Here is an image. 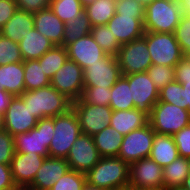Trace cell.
Wrapping results in <instances>:
<instances>
[{"label":"cell","mask_w":190,"mask_h":190,"mask_svg":"<svg viewBox=\"0 0 190 190\" xmlns=\"http://www.w3.org/2000/svg\"><path fill=\"white\" fill-rule=\"evenodd\" d=\"M20 97L25 106H28L32 112V115L38 120L53 118L66 113L72 108V101L51 85L32 91H25Z\"/></svg>","instance_id":"1"},{"label":"cell","mask_w":190,"mask_h":190,"mask_svg":"<svg viewBox=\"0 0 190 190\" xmlns=\"http://www.w3.org/2000/svg\"><path fill=\"white\" fill-rule=\"evenodd\" d=\"M86 182L105 190H120L129 184V164L119 157H101L86 173Z\"/></svg>","instance_id":"2"},{"label":"cell","mask_w":190,"mask_h":190,"mask_svg":"<svg viewBox=\"0 0 190 190\" xmlns=\"http://www.w3.org/2000/svg\"><path fill=\"white\" fill-rule=\"evenodd\" d=\"M54 134L48 148L49 157L66 159L72 145L82 134L79 119L73 108L53 117Z\"/></svg>","instance_id":"3"},{"label":"cell","mask_w":190,"mask_h":190,"mask_svg":"<svg viewBox=\"0 0 190 190\" xmlns=\"http://www.w3.org/2000/svg\"><path fill=\"white\" fill-rule=\"evenodd\" d=\"M182 17L178 0H154L145 7L144 30L174 33Z\"/></svg>","instance_id":"4"},{"label":"cell","mask_w":190,"mask_h":190,"mask_svg":"<svg viewBox=\"0 0 190 190\" xmlns=\"http://www.w3.org/2000/svg\"><path fill=\"white\" fill-rule=\"evenodd\" d=\"M53 134V118H42L38 120L36 127L29 132L13 136L15 152L35 153L47 158Z\"/></svg>","instance_id":"5"},{"label":"cell","mask_w":190,"mask_h":190,"mask_svg":"<svg viewBox=\"0 0 190 190\" xmlns=\"http://www.w3.org/2000/svg\"><path fill=\"white\" fill-rule=\"evenodd\" d=\"M149 124L156 133L173 136L190 124V112L175 105L158 101L152 108Z\"/></svg>","instance_id":"6"},{"label":"cell","mask_w":190,"mask_h":190,"mask_svg":"<svg viewBox=\"0 0 190 190\" xmlns=\"http://www.w3.org/2000/svg\"><path fill=\"white\" fill-rule=\"evenodd\" d=\"M145 41L154 65L175 67L184 55L174 33L145 31Z\"/></svg>","instance_id":"7"},{"label":"cell","mask_w":190,"mask_h":190,"mask_svg":"<svg viewBox=\"0 0 190 190\" xmlns=\"http://www.w3.org/2000/svg\"><path fill=\"white\" fill-rule=\"evenodd\" d=\"M117 60L122 75L146 72L152 65V60L145 41V33L141 38L121 45Z\"/></svg>","instance_id":"8"},{"label":"cell","mask_w":190,"mask_h":190,"mask_svg":"<svg viewBox=\"0 0 190 190\" xmlns=\"http://www.w3.org/2000/svg\"><path fill=\"white\" fill-rule=\"evenodd\" d=\"M155 133L148 123L144 127L124 135L118 157L129 165L149 157Z\"/></svg>","instance_id":"9"},{"label":"cell","mask_w":190,"mask_h":190,"mask_svg":"<svg viewBox=\"0 0 190 190\" xmlns=\"http://www.w3.org/2000/svg\"><path fill=\"white\" fill-rule=\"evenodd\" d=\"M50 85L72 102L79 100L84 90L83 69L73 60L67 59L50 79Z\"/></svg>","instance_id":"10"},{"label":"cell","mask_w":190,"mask_h":190,"mask_svg":"<svg viewBox=\"0 0 190 190\" xmlns=\"http://www.w3.org/2000/svg\"><path fill=\"white\" fill-rule=\"evenodd\" d=\"M131 88L134 108L148 117L153 106L159 101V90L146 72L123 75Z\"/></svg>","instance_id":"11"},{"label":"cell","mask_w":190,"mask_h":190,"mask_svg":"<svg viewBox=\"0 0 190 190\" xmlns=\"http://www.w3.org/2000/svg\"><path fill=\"white\" fill-rule=\"evenodd\" d=\"M84 87L112 88L122 76L117 56L106 55L83 70Z\"/></svg>","instance_id":"12"},{"label":"cell","mask_w":190,"mask_h":190,"mask_svg":"<svg viewBox=\"0 0 190 190\" xmlns=\"http://www.w3.org/2000/svg\"><path fill=\"white\" fill-rule=\"evenodd\" d=\"M100 159L92 136L83 133L76 139L66 157L71 170L84 174L89 172Z\"/></svg>","instance_id":"13"},{"label":"cell","mask_w":190,"mask_h":190,"mask_svg":"<svg viewBox=\"0 0 190 190\" xmlns=\"http://www.w3.org/2000/svg\"><path fill=\"white\" fill-rule=\"evenodd\" d=\"M128 186L138 189L164 186L163 168L150 157L130 164Z\"/></svg>","instance_id":"14"},{"label":"cell","mask_w":190,"mask_h":190,"mask_svg":"<svg viewBox=\"0 0 190 190\" xmlns=\"http://www.w3.org/2000/svg\"><path fill=\"white\" fill-rule=\"evenodd\" d=\"M38 119H36L28 106H25L20 96H13L10 104L4 113L3 129L9 132L12 136L29 132L35 128Z\"/></svg>","instance_id":"15"},{"label":"cell","mask_w":190,"mask_h":190,"mask_svg":"<svg viewBox=\"0 0 190 190\" xmlns=\"http://www.w3.org/2000/svg\"><path fill=\"white\" fill-rule=\"evenodd\" d=\"M72 108L77 114L83 134L93 136L110 125L113 110L109 106L72 105Z\"/></svg>","instance_id":"16"},{"label":"cell","mask_w":190,"mask_h":190,"mask_svg":"<svg viewBox=\"0 0 190 190\" xmlns=\"http://www.w3.org/2000/svg\"><path fill=\"white\" fill-rule=\"evenodd\" d=\"M45 157L39 154L16 153L10 162L12 178L19 190H26L42 166Z\"/></svg>","instance_id":"17"},{"label":"cell","mask_w":190,"mask_h":190,"mask_svg":"<svg viewBox=\"0 0 190 190\" xmlns=\"http://www.w3.org/2000/svg\"><path fill=\"white\" fill-rule=\"evenodd\" d=\"M66 49L68 59L76 62L83 70L97 61H101L107 55L91 34L76 39L68 44Z\"/></svg>","instance_id":"18"},{"label":"cell","mask_w":190,"mask_h":190,"mask_svg":"<svg viewBox=\"0 0 190 190\" xmlns=\"http://www.w3.org/2000/svg\"><path fill=\"white\" fill-rule=\"evenodd\" d=\"M144 20L145 16H121L115 12L107 26L119 44L123 45L144 35Z\"/></svg>","instance_id":"19"},{"label":"cell","mask_w":190,"mask_h":190,"mask_svg":"<svg viewBox=\"0 0 190 190\" xmlns=\"http://www.w3.org/2000/svg\"><path fill=\"white\" fill-rule=\"evenodd\" d=\"M69 169L66 159L47 157L26 190H49Z\"/></svg>","instance_id":"20"},{"label":"cell","mask_w":190,"mask_h":190,"mask_svg":"<svg viewBox=\"0 0 190 190\" xmlns=\"http://www.w3.org/2000/svg\"><path fill=\"white\" fill-rule=\"evenodd\" d=\"M34 28L53 42L63 46L65 23L50 9L33 13Z\"/></svg>","instance_id":"21"},{"label":"cell","mask_w":190,"mask_h":190,"mask_svg":"<svg viewBox=\"0 0 190 190\" xmlns=\"http://www.w3.org/2000/svg\"><path fill=\"white\" fill-rule=\"evenodd\" d=\"M23 61L41 58L55 45L52 41L33 28L18 43Z\"/></svg>","instance_id":"22"},{"label":"cell","mask_w":190,"mask_h":190,"mask_svg":"<svg viewBox=\"0 0 190 190\" xmlns=\"http://www.w3.org/2000/svg\"><path fill=\"white\" fill-rule=\"evenodd\" d=\"M23 62L0 66V89L20 96L25 92Z\"/></svg>","instance_id":"23"},{"label":"cell","mask_w":190,"mask_h":190,"mask_svg":"<svg viewBox=\"0 0 190 190\" xmlns=\"http://www.w3.org/2000/svg\"><path fill=\"white\" fill-rule=\"evenodd\" d=\"M34 28L33 13L20 9L1 28L0 34L14 42L19 43L24 35Z\"/></svg>","instance_id":"24"},{"label":"cell","mask_w":190,"mask_h":190,"mask_svg":"<svg viewBox=\"0 0 190 190\" xmlns=\"http://www.w3.org/2000/svg\"><path fill=\"white\" fill-rule=\"evenodd\" d=\"M149 123V117L136 110L113 111L110 126L122 135H127L133 130L144 127Z\"/></svg>","instance_id":"25"},{"label":"cell","mask_w":190,"mask_h":190,"mask_svg":"<svg viewBox=\"0 0 190 190\" xmlns=\"http://www.w3.org/2000/svg\"><path fill=\"white\" fill-rule=\"evenodd\" d=\"M178 156L173 136L155 133L149 157L164 168L176 160Z\"/></svg>","instance_id":"26"},{"label":"cell","mask_w":190,"mask_h":190,"mask_svg":"<svg viewBox=\"0 0 190 190\" xmlns=\"http://www.w3.org/2000/svg\"><path fill=\"white\" fill-rule=\"evenodd\" d=\"M123 137L110 125L92 136L101 157H118Z\"/></svg>","instance_id":"27"},{"label":"cell","mask_w":190,"mask_h":190,"mask_svg":"<svg viewBox=\"0 0 190 190\" xmlns=\"http://www.w3.org/2000/svg\"><path fill=\"white\" fill-rule=\"evenodd\" d=\"M159 101L166 102L190 112V81L168 83L159 92Z\"/></svg>","instance_id":"28"},{"label":"cell","mask_w":190,"mask_h":190,"mask_svg":"<svg viewBox=\"0 0 190 190\" xmlns=\"http://www.w3.org/2000/svg\"><path fill=\"white\" fill-rule=\"evenodd\" d=\"M189 172L190 159L178 156L176 160L163 168L164 186L167 188L182 186Z\"/></svg>","instance_id":"29"},{"label":"cell","mask_w":190,"mask_h":190,"mask_svg":"<svg viewBox=\"0 0 190 190\" xmlns=\"http://www.w3.org/2000/svg\"><path fill=\"white\" fill-rule=\"evenodd\" d=\"M116 3L112 0H95L84 8V12L90 20L92 27L107 25L115 14Z\"/></svg>","instance_id":"30"},{"label":"cell","mask_w":190,"mask_h":190,"mask_svg":"<svg viewBox=\"0 0 190 190\" xmlns=\"http://www.w3.org/2000/svg\"><path fill=\"white\" fill-rule=\"evenodd\" d=\"M109 107L113 111L131 110L134 102L131 100V88L128 80L122 75L111 88Z\"/></svg>","instance_id":"31"},{"label":"cell","mask_w":190,"mask_h":190,"mask_svg":"<svg viewBox=\"0 0 190 190\" xmlns=\"http://www.w3.org/2000/svg\"><path fill=\"white\" fill-rule=\"evenodd\" d=\"M67 59L68 54L66 47L55 45L38 60L41 68L44 70L45 76L51 79Z\"/></svg>","instance_id":"32"},{"label":"cell","mask_w":190,"mask_h":190,"mask_svg":"<svg viewBox=\"0 0 190 190\" xmlns=\"http://www.w3.org/2000/svg\"><path fill=\"white\" fill-rule=\"evenodd\" d=\"M25 91H32L50 85L44 70L41 68L38 59L23 61Z\"/></svg>","instance_id":"33"},{"label":"cell","mask_w":190,"mask_h":190,"mask_svg":"<svg viewBox=\"0 0 190 190\" xmlns=\"http://www.w3.org/2000/svg\"><path fill=\"white\" fill-rule=\"evenodd\" d=\"M92 25L89 18L83 11L73 21L65 23L64 34H63V46L66 47L68 44L74 42L78 38H82L91 34Z\"/></svg>","instance_id":"34"},{"label":"cell","mask_w":190,"mask_h":190,"mask_svg":"<svg viewBox=\"0 0 190 190\" xmlns=\"http://www.w3.org/2000/svg\"><path fill=\"white\" fill-rule=\"evenodd\" d=\"M91 35L107 55L117 56L121 45L107 25L92 27Z\"/></svg>","instance_id":"35"},{"label":"cell","mask_w":190,"mask_h":190,"mask_svg":"<svg viewBox=\"0 0 190 190\" xmlns=\"http://www.w3.org/2000/svg\"><path fill=\"white\" fill-rule=\"evenodd\" d=\"M50 9L64 22L73 21L83 11L79 0H51Z\"/></svg>","instance_id":"36"},{"label":"cell","mask_w":190,"mask_h":190,"mask_svg":"<svg viewBox=\"0 0 190 190\" xmlns=\"http://www.w3.org/2000/svg\"><path fill=\"white\" fill-rule=\"evenodd\" d=\"M111 88L84 87L79 100L73 101L72 105H99L109 106Z\"/></svg>","instance_id":"37"},{"label":"cell","mask_w":190,"mask_h":190,"mask_svg":"<svg viewBox=\"0 0 190 190\" xmlns=\"http://www.w3.org/2000/svg\"><path fill=\"white\" fill-rule=\"evenodd\" d=\"M146 73L159 90V92L168 84L175 80L174 67L166 65H154L152 64Z\"/></svg>","instance_id":"38"},{"label":"cell","mask_w":190,"mask_h":190,"mask_svg":"<svg viewBox=\"0 0 190 190\" xmlns=\"http://www.w3.org/2000/svg\"><path fill=\"white\" fill-rule=\"evenodd\" d=\"M86 174L69 169L49 190H82Z\"/></svg>","instance_id":"39"},{"label":"cell","mask_w":190,"mask_h":190,"mask_svg":"<svg viewBox=\"0 0 190 190\" xmlns=\"http://www.w3.org/2000/svg\"><path fill=\"white\" fill-rule=\"evenodd\" d=\"M17 62H23L18 43L0 34V66Z\"/></svg>","instance_id":"40"},{"label":"cell","mask_w":190,"mask_h":190,"mask_svg":"<svg viewBox=\"0 0 190 190\" xmlns=\"http://www.w3.org/2000/svg\"><path fill=\"white\" fill-rule=\"evenodd\" d=\"M174 35L184 55H190V15L182 14Z\"/></svg>","instance_id":"41"},{"label":"cell","mask_w":190,"mask_h":190,"mask_svg":"<svg viewBox=\"0 0 190 190\" xmlns=\"http://www.w3.org/2000/svg\"><path fill=\"white\" fill-rule=\"evenodd\" d=\"M14 154V138L3 129L0 131V164H10Z\"/></svg>","instance_id":"42"},{"label":"cell","mask_w":190,"mask_h":190,"mask_svg":"<svg viewBox=\"0 0 190 190\" xmlns=\"http://www.w3.org/2000/svg\"><path fill=\"white\" fill-rule=\"evenodd\" d=\"M115 12L121 16H145V7L136 0H121L116 2Z\"/></svg>","instance_id":"43"},{"label":"cell","mask_w":190,"mask_h":190,"mask_svg":"<svg viewBox=\"0 0 190 190\" xmlns=\"http://www.w3.org/2000/svg\"><path fill=\"white\" fill-rule=\"evenodd\" d=\"M178 154L190 159V124L173 135Z\"/></svg>","instance_id":"44"},{"label":"cell","mask_w":190,"mask_h":190,"mask_svg":"<svg viewBox=\"0 0 190 190\" xmlns=\"http://www.w3.org/2000/svg\"><path fill=\"white\" fill-rule=\"evenodd\" d=\"M18 9L36 13L40 10L50 8L51 0H15Z\"/></svg>","instance_id":"45"},{"label":"cell","mask_w":190,"mask_h":190,"mask_svg":"<svg viewBox=\"0 0 190 190\" xmlns=\"http://www.w3.org/2000/svg\"><path fill=\"white\" fill-rule=\"evenodd\" d=\"M174 69L175 81L179 83L190 81V55H183Z\"/></svg>","instance_id":"46"},{"label":"cell","mask_w":190,"mask_h":190,"mask_svg":"<svg viewBox=\"0 0 190 190\" xmlns=\"http://www.w3.org/2000/svg\"><path fill=\"white\" fill-rule=\"evenodd\" d=\"M17 9L15 0H0V30L14 15Z\"/></svg>","instance_id":"47"},{"label":"cell","mask_w":190,"mask_h":190,"mask_svg":"<svg viewBox=\"0 0 190 190\" xmlns=\"http://www.w3.org/2000/svg\"><path fill=\"white\" fill-rule=\"evenodd\" d=\"M0 190H19L13 181L10 164H0Z\"/></svg>","instance_id":"48"},{"label":"cell","mask_w":190,"mask_h":190,"mask_svg":"<svg viewBox=\"0 0 190 190\" xmlns=\"http://www.w3.org/2000/svg\"><path fill=\"white\" fill-rule=\"evenodd\" d=\"M13 95L0 89V113L4 115L6 112Z\"/></svg>","instance_id":"49"},{"label":"cell","mask_w":190,"mask_h":190,"mask_svg":"<svg viewBox=\"0 0 190 190\" xmlns=\"http://www.w3.org/2000/svg\"><path fill=\"white\" fill-rule=\"evenodd\" d=\"M182 14L190 15V0H178Z\"/></svg>","instance_id":"50"},{"label":"cell","mask_w":190,"mask_h":190,"mask_svg":"<svg viewBox=\"0 0 190 190\" xmlns=\"http://www.w3.org/2000/svg\"><path fill=\"white\" fill-rule=\"evenodd\" d=\"M82 190H105V189L90 185L88 182H86L84 186L82 187Z\"/></svg>","instance_id":"51"},{"label":"cell","mask_w":190,"mask_h":190,"mask_svg":"<svg viewBox=\"0 0 190 190\" xmlns=\"http://www.w3.org/2000/svg\"><path fill=\"white\" fill-rule=\"evenodd\" d=\"M182 186L187 190H190V172L188 173L187 178L184 180Z\"/></svg>","instance_id":"52"},{"label":"cell","mask_w":190,"mask_h":190,"mask_svg":"<svg viewBox=\"0 0 190 190\" xmlns=\"http://www.w3.org/2000/svg\"><path fill=\"white\" fill-rule=\"evenodd\" d=\"M139 4H141L144 7H147L152 1L154 0H136Z\"/></svg>","instance_id":"53"},{"label":"cell","mask_w":190,"mask_h":190,"mask_svg":"<svg viewBox=\"0 0 190 190\" xmlns=\"http://www.w3.org/2000/svg\"><path fill=\"white\" fill-rule=\"evenodd\" d=\"M82 6L85 8L86 6L92 4L95 0H79Z\"/></svg>","instance_id":"54"},{"label":"cell","mask_w":190,"mask_h":190,"mask_svg":"<svg viewBox=\"0 0 190 190\" xmlns=\"http://www.w3.org/2000/svg\"><path fill=\"white\" fill-rule=\"evenodd\" d=\"M143 190H168V188L165 186H160V187H153V188H145Z\"/></svg>","instance_id":"55"},{"label":"cell","mask_w":190,"mask_h":190,"mask_svg":"<svg viewBox=\"0 0 190 190\" xmlns=\"http://www.w3.org/2000/svg\"><path fill=\"white\" fill-rule=\"evenodd\" d=\"M4 127V115L0 113V131L3 130Z\"/></svg>","instance_id":"56"},{"label":"cell","mask_w":190,"mask_h":190,"mask_svg":"<svg viewBox=\"0 0 190 190\" xmlns=\"http://www.w3.org/2000/svg\"><path fill=\"white\" fill-rule=\"evenodd\" d=\"M168 190H187L183 186H177V187H168Z\"/></svg>","instance_id":"57"},{"label":"cell","mask_w":190,"mask_h":190,"mask_svg":"<svg viewBox=\"0 0 190 190\" xmlns=\"http://www.w3.org/2000/svg\"><path fill=\"white\" fill-rule=\"evenodd\" d=\"M120 190H143V189H138V188H133L131 186H126V187H124V188H122Z\"/></svg>","instance_id":"58"}]
</instances>
